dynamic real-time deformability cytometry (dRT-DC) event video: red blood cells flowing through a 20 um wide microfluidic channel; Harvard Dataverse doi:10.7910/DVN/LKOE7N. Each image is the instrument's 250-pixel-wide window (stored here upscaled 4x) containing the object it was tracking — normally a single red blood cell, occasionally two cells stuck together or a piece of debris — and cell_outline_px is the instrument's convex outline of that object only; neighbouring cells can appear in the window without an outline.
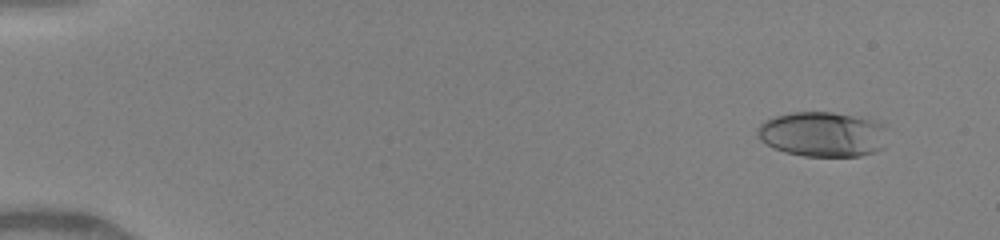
{"species": "human", "species_latin": "Homo sapiens", "temperature_condition": "warm", "stored_images_in_passage": 34, "camera_frame_rate_fps": 3000, "um_per_image_px": 0.085, "donor": {"sex": "female"}, "frame": {"image": 1, "passage_image": 8, "time_ms": 1.333, "image_size_px": [1000, 240], "cell_outline_px": [[884, 148], [876, 152], [860, 156], [804, 156], [784, 152], [772, 148], [760, 140], [756, 132], [760, 124], [764, 120], [776, 116], [792, 112], [832, 112], [872, 120], [884, 124]], "centroid_in_image_um": [69.89, 11.42], "position_along_channel_um": 15.1, "area_um2": 34.16}}
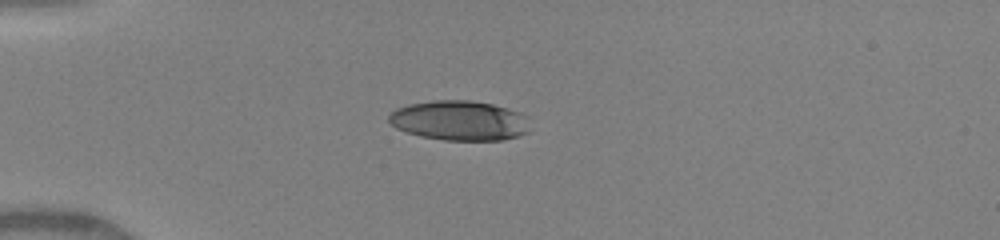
{"frame": {"image": 2, "passage_image": 26, "time_ms": 4.667, "image_size_px": [1000, 240], "cell_outline_px": [[528, 132], [520, 136], [504, 140], [444, 140], [420, 136], [396, 128], [388, 120], [388, 116], [396, 108], [412, 104], [432, 100], [468, 100], [492, 104], [508, 108], [520, 112], [528, 116]], "centroid_in_image_um": [39.09, 10.25], "position_along_channel_um": 45.9, "area_um2": 32.83}}
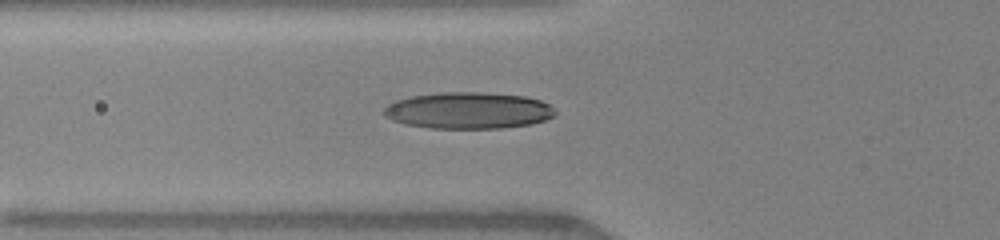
{"frame": {"image": 3, "passage_image": 32, "time_ms": 6.333, "image_size_px": [1000, 240], "cell_outline_px": [[556, 116], [532, 124], [500, 128], [432, 128], [404, 124], [392, 120], [384, 112], [384, 108], [388, 104], [396, 100], [412, 96], [444, 92], [476, 92], [524, 96], [540, 100], [548, 104], [556, 112]], "centroid_in_image_um": [39.83, 9.39], "position_along_channel_um": 86.0, "area_um2": 36.24}}